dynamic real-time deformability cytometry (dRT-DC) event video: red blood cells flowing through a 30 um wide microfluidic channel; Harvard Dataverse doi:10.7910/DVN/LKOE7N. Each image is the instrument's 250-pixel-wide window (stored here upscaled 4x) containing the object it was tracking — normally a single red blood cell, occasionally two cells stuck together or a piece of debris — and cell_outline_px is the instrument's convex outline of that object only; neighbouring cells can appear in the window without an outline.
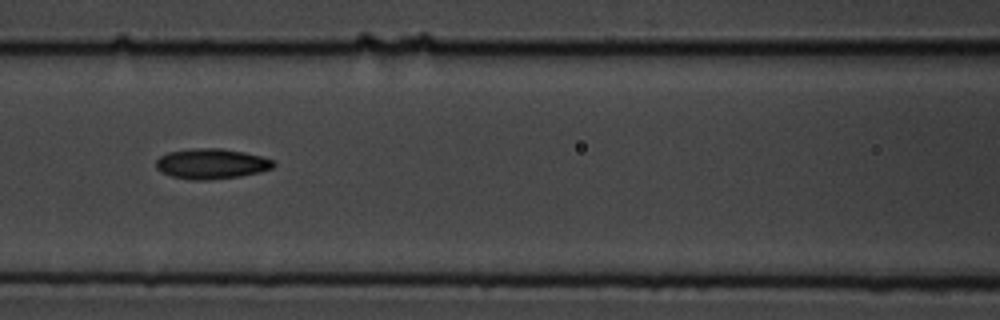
{"species": "common noctule bat (a hibernating species)", "species_latin": "Nyctalus noctula", "temperature_condition": "cold", "stored_images_in_passage": 9, "segment_of_instrument_passage": [1, 2], "camera_frame_rate_fps": 3000, "um_per_image_px": 0.085, "animal": {"sex": "male", "body_mass_g": 19.5, "forearm_length_mm": 54.6}, "frame": {"image": 1, "passage_image": 8, "time_ms": 8.0, "image_size_px": [1000, 320], "cell_outline_px": [[276, 164], [272, 168], [260, 172], [240, 176], [208, 180], [188, 180], [172, 176], [156, 168], [156, 160], [160, 156], [168, 152], [196, 148], [224, 148], [244, 152], [260, 156], [272, 160]], "centroid_in_image_um": [17.97, 13.92], "position_along_channel_um": 148.6, "area_um2": 20.69}}